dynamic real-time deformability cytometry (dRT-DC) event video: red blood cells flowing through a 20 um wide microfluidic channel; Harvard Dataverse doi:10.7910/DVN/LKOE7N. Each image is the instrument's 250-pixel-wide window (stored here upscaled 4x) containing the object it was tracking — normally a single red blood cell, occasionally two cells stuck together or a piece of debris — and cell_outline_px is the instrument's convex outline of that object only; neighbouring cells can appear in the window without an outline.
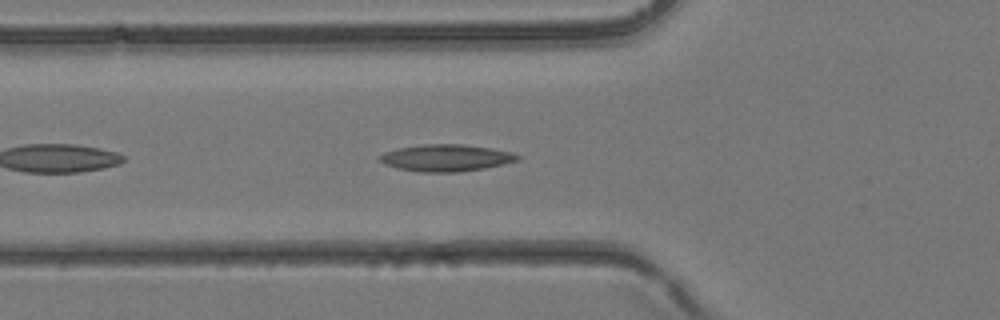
{"species": "common noctule bat (a hibernating species)", "species_latin": "Nyctalus noctula", "temperature_condition": "room temperature", "stored_images_in_passage": 28, "camera_frame_rate_fps": 3000, "um_per_image_px": 0.085, "animal": {"sex": "female", "body_mass_g": 24.6, "forearm_length_mm": 56.2}, "frame": {"image": 1, "passage_image": 3, "time_ms": 0.667, "image_size_px": [1000, 320], "cell_outline_px": [[520, 160], [484, 168], [456, 172], [420, 172], [396, 168], [384, 164], [376, 160], [384, 152], [396, 148], [424, 144], [464, 144], [492, 148], [508, 152], [520, 156]], "centroid_in_image_um": [37.86, 13.41], "position_along_channel_um": 87.9, "area_um2": 21.62}}
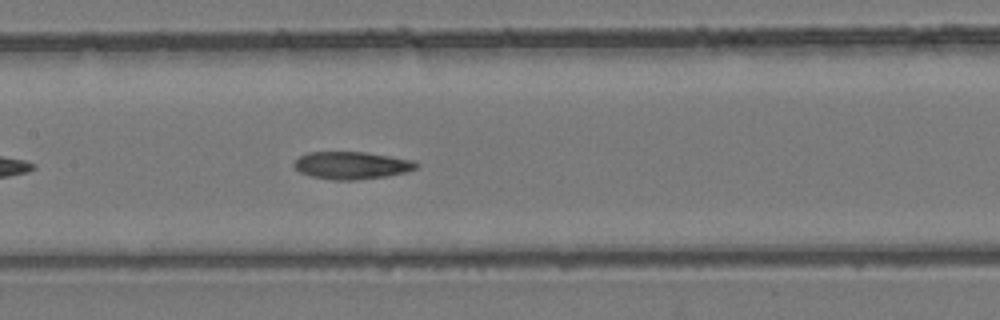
{"frame": {"image": 2, "passage_image": 8, "time_ms": 2.333, "image_size_px": [1000, 320], "cell_outline_px": [[420, 164], [416, 168], [408, 172], [384, 176], [356, 180], [332, 180], [312, 176], [300, 172], [292, 164], [300, 156], [308, 152], [364, 152], [412, 160]], "centroid_in_image_um": [29.89, 14.06], "position_along_channel_um": 177.5, "area_um2": 19.42}}
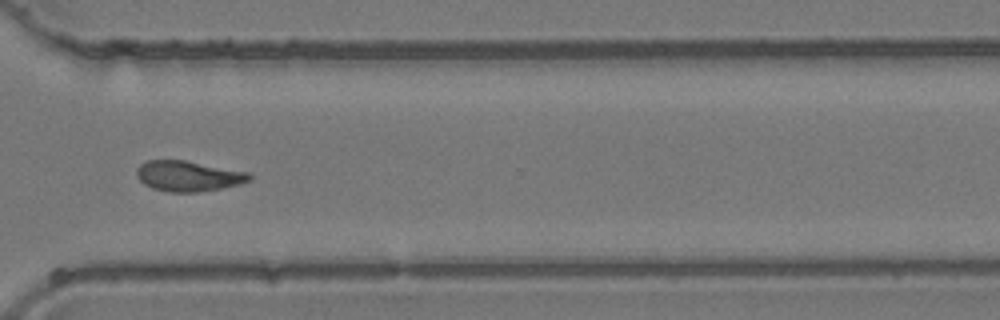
{"frame": {"image": 3, "passage_image": 18, "time_ms": 5.667, "image_size_px": [1000, 320], "cell_outline_px": [[252, 180], [240, 184], [220, 188], [196, 192], [168, 192], [152, 188], [144, 184], [136, 176], [136, 168], [140, 164], [148, 160], [184, 160], [248, 172], [252, 176]], "centroid_in_image_um": [15.98, 14.96], "position_along_channel_um": 354.6, "area_um2": 20.0}}